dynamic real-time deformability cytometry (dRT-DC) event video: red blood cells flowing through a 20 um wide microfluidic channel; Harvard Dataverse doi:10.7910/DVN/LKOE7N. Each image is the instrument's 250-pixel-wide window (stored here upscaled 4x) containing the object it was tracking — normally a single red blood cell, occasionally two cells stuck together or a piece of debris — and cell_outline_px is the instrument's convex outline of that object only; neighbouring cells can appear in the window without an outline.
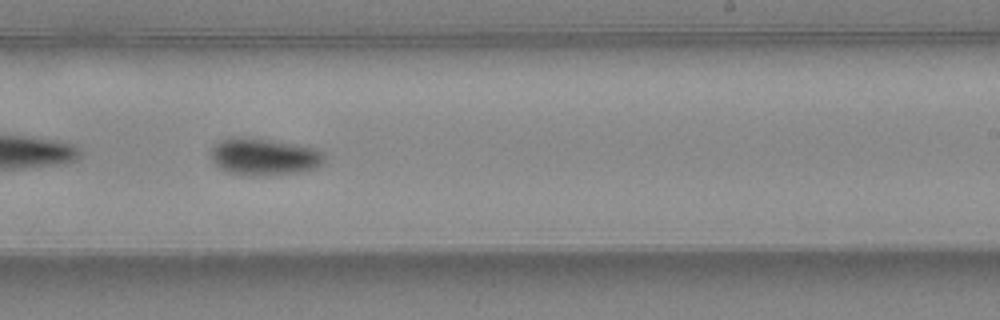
{"species": "common noctule bat (a hibernating species)", "species_latin": "Nyctalus noctula", "temperature_condition": "warm", "stored_images_in_passage": 32, "camera_frame_rate_fps": 3000, "um_per_image_px": 0.085, "animal": {"sex": "female", "body_mass_g": 24.6, "forearm_length_mm": 56.2}, "frame": {"image": 1, "passage_image": 14, "time_ms": 4.333, "image_size_px": [1000, 320], "cell_outline_px": [[324, 164], [316, 168], [300, 172], [264, 176], [248, 176], [228, 172], [220, 168], [212, 160], [212, 148], [220, 140], [236, 136], [240, 136], [272, 140], [312, 148], [324, 152]], "centroid_in_image_um": [22.45, 13.33], "position_along_channel_um": 266.5, "area_um2": 24.57}, "authors_computed_cell_mechanics": {"area_um2": 22.5998, "velocity_mm_per_s": 4.4451, "shape_relaxation_time_tau1_ms": 3.2067, "shape_relaxation_time_tau2_ms": null, "deformation_change_tau1": 0.1288, "deformation_change_tau2": null}}